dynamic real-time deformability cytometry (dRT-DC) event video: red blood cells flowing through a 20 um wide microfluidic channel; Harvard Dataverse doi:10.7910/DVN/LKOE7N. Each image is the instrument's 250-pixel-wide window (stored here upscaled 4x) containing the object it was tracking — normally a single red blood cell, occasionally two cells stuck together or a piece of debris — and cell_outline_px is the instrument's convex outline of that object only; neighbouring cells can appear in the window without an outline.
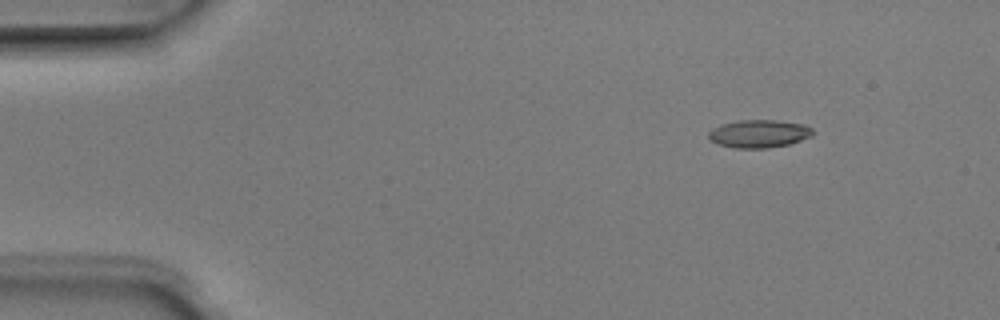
{"species": "Egyptian fruit bat (a non-hibernating species)", "species_latin": "Rousettus aegyptiacus", "temperature_condition": "room temperature", "stored_images_in_passage": 4, "camera_frame_rate_fps": 3000, "um_per_image_px": 0.085, "animal": {"sex": "male"}, "frame": {"image": 1, "passage_image": 1, "time_ms": 0.0, "image_size_px": [1000, 320], "cell_outline_px": [[812, 136], [788, 144], [768, 148], [736, 148], [716, 144], [708, 136], [708, 132], [712, 128], [720, 124], [736, 120], [776, 120], [804, 124], [812, 128]], "centroid_in_image_um": [64.48, 11.35], "position_along_channel_um": 20.5, "area_um2": 16.99}}